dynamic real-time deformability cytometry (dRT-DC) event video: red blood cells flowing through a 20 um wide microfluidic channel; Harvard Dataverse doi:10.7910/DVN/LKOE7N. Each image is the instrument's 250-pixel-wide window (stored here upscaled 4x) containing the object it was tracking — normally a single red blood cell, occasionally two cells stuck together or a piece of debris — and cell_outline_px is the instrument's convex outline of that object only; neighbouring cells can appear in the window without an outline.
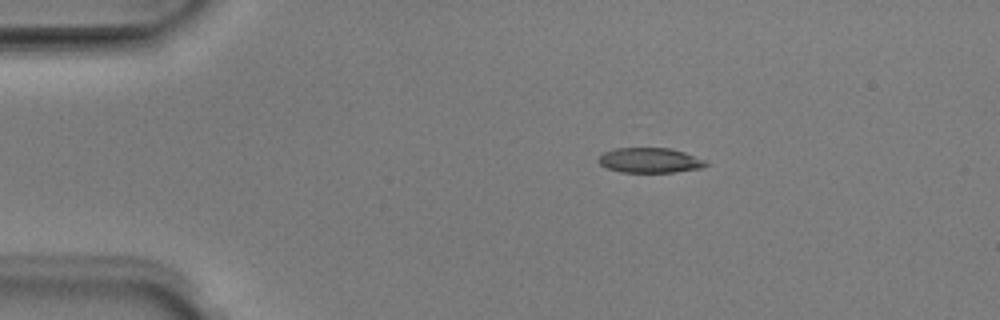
{"species": "Egyptian fruit bat (a non-hibernating species)", "species_latin": "Rousettus aegyptiacus", "temperature_condition": "room temperature", "stored_images_in_passage": 43, "camera_frame_rate_fps": 3000, "um_per_image_px": 0.085, "animal": {"sex": "male"}, "frame": {"image": 1, "passage_image": 1, "time_ms": 0.0, "image_size_px": [1000, 320], "cell_outline_px": [[708, 164], [700, 168], [676, 172], [620, 172], [608, 168], [600, 164], [600, 156], [604, 152], [616, 148], [668, 148], [684, 152], [708, 160]], "centroid_in_image_um": [55.29, 13.63], "position_along_channel_um": 29.7, "area_um2": 15.55}}
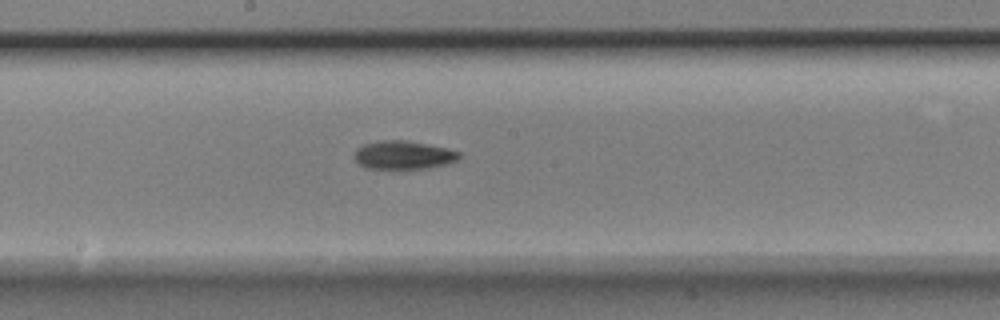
{"frame": {"image": 2, "passage_image": 19, "time_ms": 6.0, "image_size_px": [1000, 320], "cell_outline_px": [[464, 156], [460, 160], [448, 164], [428, 168], [400, 172], [364, 168], [356, 160], [356, 148], [364, 144], [376, 140], [408, 140], [448, 148], [460, 152]], "centroid_in_image_um": [34.34, 13.22], "position_along_channel_um": 213.9, "area_um2": 18.5}}
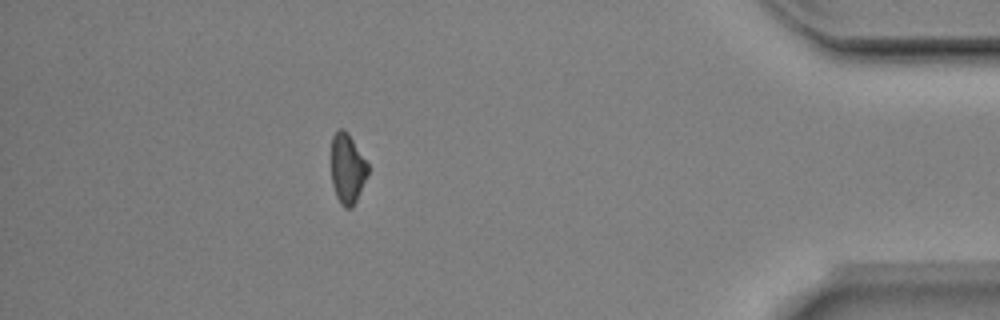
{"frame": {"image": 3, "passage_image": 37, "time_ms": 12.0, "image_size_px": [1000, 320], "cell_outline_px": [[368, 172], [356, 200], [352, 208], [344, 208], [340, 204], [336, 196], [332, 184], [332, 136], [340, 128], [344, 128], [348, 132], [368, 164]], "centroid_in_image_um": [29.51, 14.33], "position_along_channel_um": 405.7, "area_um2": 14.8}, "authors_computed_cell_mechanics": {"area_um2": 16.4152, "velocity_mm_per_s": 3.9815, "shape_relaxation_time_tau1_ms": 2.3087, "shape_relaxation_time_tau2_ms": null, "deformation_change_tau1": 0.1104, "deformation_change_tau2": null}}